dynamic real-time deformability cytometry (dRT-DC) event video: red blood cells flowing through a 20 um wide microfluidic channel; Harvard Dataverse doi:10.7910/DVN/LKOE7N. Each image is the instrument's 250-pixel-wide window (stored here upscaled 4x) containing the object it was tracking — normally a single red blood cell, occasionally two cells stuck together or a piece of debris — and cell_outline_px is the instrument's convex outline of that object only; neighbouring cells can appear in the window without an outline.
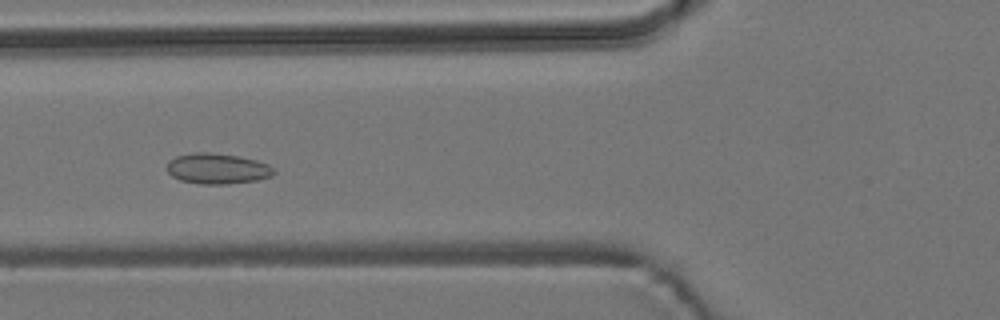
{"species": "common noctule bat (a hibernating species)", "species_latin": "Nyctalus noctula", "temperature_condition": "room temperature", "stored_images_in_passage": 44, "camera_frame_rate_fps": 3000, "um_per_image_px": 0.085, "animal": {"sex": "male", "body_mass_g": 19.2, "forearm_length_mm": 51.8}, "frame": {"image": 1, "passage_image": 10, "time_ms": 3.0, "image_size_px": [1000, 320], "cell_outline_px": [[276, 172], [272, 176], [256, 180], [228, 184], [200, 184], [180, 180], [172, 176], [168, 172], [168, 160], [176, 156], [196, 152], [208, 152], [240, 156], [256, 160], [268, 164]], "centroid_in_image_um": [18.48, 14.33], "position_along_channel_um": 107.3, "area_um2": 19.07}}
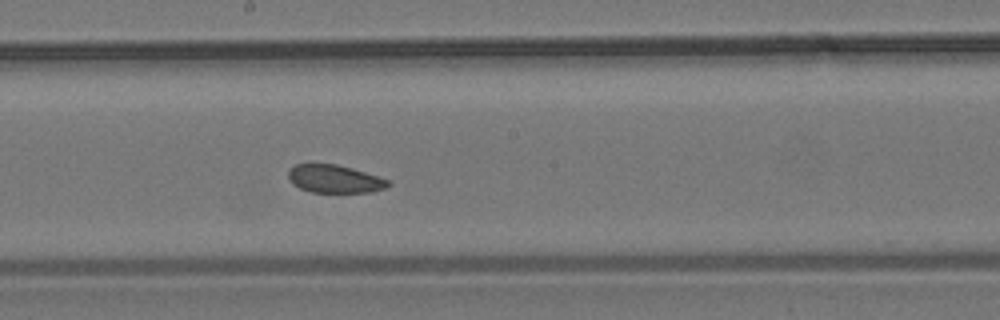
{"frame": {"image": 2, "passage_image": 19, "time_ms": 6.0, "image_size_px": [1000, 320], "cell_outline_px": [[392, 184], [384, 188], [372, 192], [312, 192], [300, 188], [292, 184], [288, 176], [288, 172], [296, 164], [336, 164], [352, 168], [388, 180]], "centroid_in_image_um": [28.43, 15.21], "position_along_channel_um": 219.8, "area_um2": 16.07}}
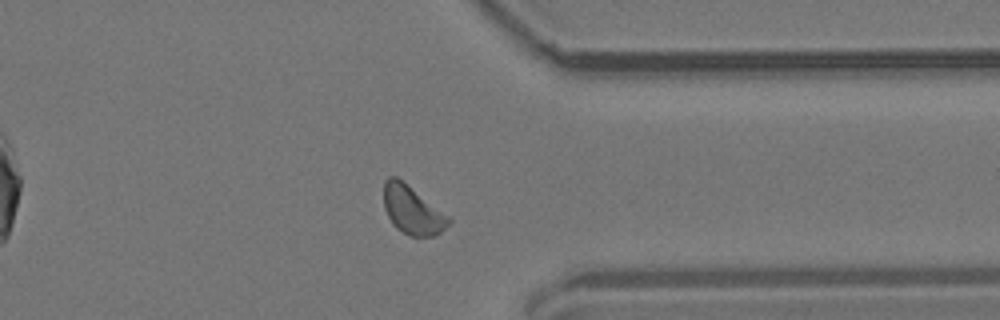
{"frame": {"image": 3, "passage_image": 32, "time_ms": 10.333, "image_size_px": [1000, 320], "cell_outline_px": [[452, 220], [440, 232], [432, 236], [412, 236], [396, 228], [392, 224], [384, 208], [384, 180], [388, 176], [396, 176], [448, 216]], "centroid_in_image_um": [35.01, 17.85], "position_along_channel_um": 376.4, "area_um2": 17.8}, "authors_computed_cell_mechanics": {"area_um2": 17.8602, "velocity_mm_per_s": 3.7417, "shape_relaxation_time_tau1_ms": null, "shape_relaxation_time_tau2_ms": 2.6928, "deformation_change_tau1": null, "deformation_change_tau2": 0.0702}}